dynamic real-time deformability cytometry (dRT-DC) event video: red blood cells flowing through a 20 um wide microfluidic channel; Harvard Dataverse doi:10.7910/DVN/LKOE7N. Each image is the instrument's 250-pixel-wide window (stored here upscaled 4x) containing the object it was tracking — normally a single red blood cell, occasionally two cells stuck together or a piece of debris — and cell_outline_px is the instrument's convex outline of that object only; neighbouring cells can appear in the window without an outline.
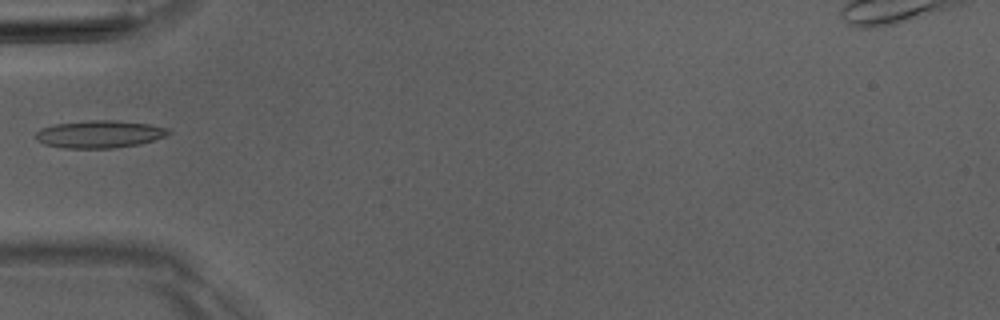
{"species": "Egyptian fruit bat (a non-hibernating species)", "species_latin": "Rousettus aegyptiacus", "temperature_condition": "room temperature", "stored_images_in_passage": 7, "camera_frame_rate_fps": 3000, "um_per_image_px": 0.085, "animal": {"sex": "male"}, "frame": {"image": 1, "passage_image": 6, "time_ms": 5.667, "image_size_px": [1000, 320], "cell_outline_px": [[172, 132], [164, 136], [140, 144], [112, 148], [64, 148], [44, 144], [36, 140], [36, 132], [40, 128], [56, 124], [92, 120], [112, 120], [152, 124], [168, 128]], "centroid_in_image_um": [8.46, 11.4], "position_along_channel_um": 76.5, "area_um2": 21.21}}